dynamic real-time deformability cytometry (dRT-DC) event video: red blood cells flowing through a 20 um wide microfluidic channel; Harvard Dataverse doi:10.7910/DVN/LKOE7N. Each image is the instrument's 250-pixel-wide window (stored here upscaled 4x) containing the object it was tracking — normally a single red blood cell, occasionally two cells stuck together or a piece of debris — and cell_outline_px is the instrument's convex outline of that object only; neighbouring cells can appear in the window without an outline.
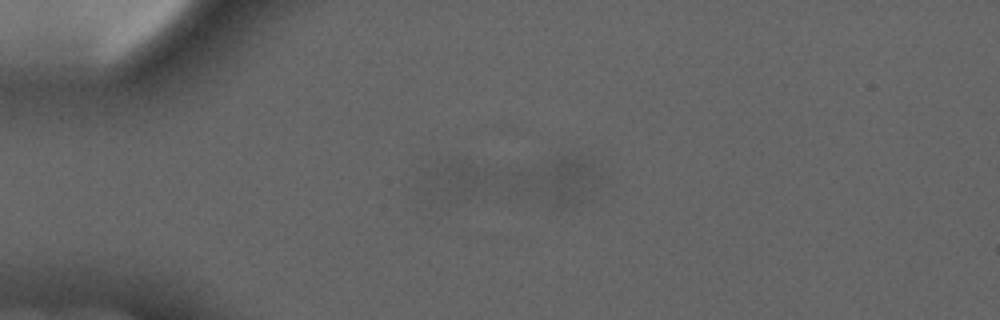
{"species": "common noctule bat (a hibernating species)", "species_latin": "Nyctalus noctula", "temperature_condition": "cold", "stored_images_in_passage": 2, "segment_of_instrument_passage": [2, 2], "camera_frame_rate_fps": 3000, "um_per_image_px": 0.085, "animal": {"sex": "male", "forearm_length_mm": 52.5}, "frame": {"image": 1, "passage_image": 2, "time_ms": 3.667, "image_size_px": [1000, 320], "cell_outline_px": [[600, 180], [576, 204], [560, 208], [552, 208], [520, 196], [512, 192], [508, 172], [556, 156], [576, 156], [592, 164], [600, 176]], "centroid_in_image_um": [47.17, 15.39], "position_along_channel_um": 37.8, "area_um2": 24.57}}